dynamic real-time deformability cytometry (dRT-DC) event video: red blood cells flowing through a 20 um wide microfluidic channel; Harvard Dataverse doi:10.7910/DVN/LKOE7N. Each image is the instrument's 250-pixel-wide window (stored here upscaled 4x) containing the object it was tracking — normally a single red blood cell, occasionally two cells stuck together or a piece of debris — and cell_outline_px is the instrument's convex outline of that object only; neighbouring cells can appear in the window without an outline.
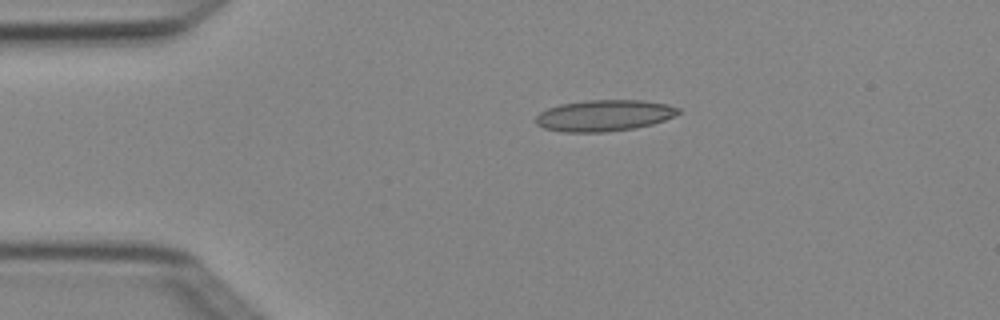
{"species": "Egyptian fruit bat (a non-hibernating species)", "species_latin": "Rousettus aegyptiacus", "temperature_condition": "cold", "stored_images_in_passage": 3, "camera_frame_rate_fps": 3000, "um_per_image_px": 0.085, "animal": {"sex": "female"}, "frame": {"image": 1, "passage_image": 2, "time_ms": 0.333, "image_size_px": [1000, 320], "cell_outline_px": [[680, 112], [664, 120], [652, 124], [636, 128], [604, 132], [560, 132], [544, 128], [536, 124], [536, 116], [540, 112], [548, 108], [560, 104], [588, 100], [644, 100], [668, 104], [680, 108]], "centroid_in_image_um": [51.35, 9.82], "position_along_channel_um": 33.7, "area_um2": 26.07}}